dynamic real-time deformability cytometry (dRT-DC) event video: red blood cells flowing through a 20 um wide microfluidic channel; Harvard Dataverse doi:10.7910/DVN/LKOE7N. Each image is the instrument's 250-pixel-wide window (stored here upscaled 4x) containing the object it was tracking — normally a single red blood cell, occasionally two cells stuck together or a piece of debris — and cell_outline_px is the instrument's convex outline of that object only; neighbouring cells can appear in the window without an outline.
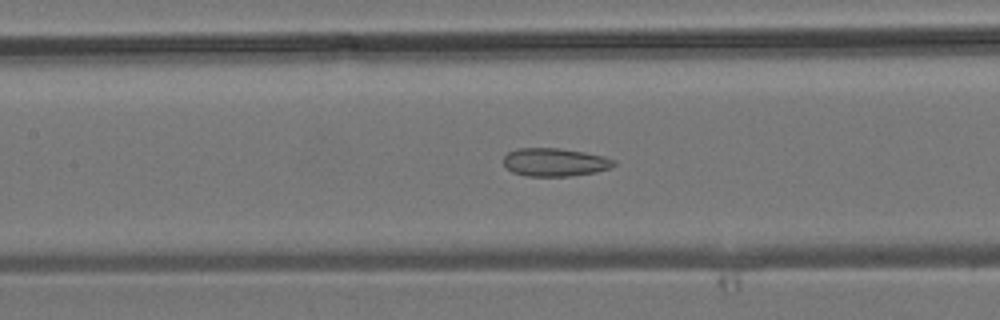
{"species": "common noctule bat (a hibernating species)", "species_latin": "Nyctalus noctula", "temperature_condition": "room temperature", "stored_images_in_passage": 44, "camera_frame_rate_fps": 3000, "um_per_image_px": 0.085, "animal": {"sex": "male", "body_mass_g": 19.2, "forearm_length_mm": 51.8}, "frame": {"image": 1, "passage_image": 20, "time_ms": 6.333, "image_size_px": [1000, 320], "cell_outline_px": [[616, 164], [612, 168], [596, 172], [568, 176], [528, 176], [512, 172], [504, 164], [504, 156], [508, 152], [516, 148], [556, 148], [584, 152], [604, 156], [616, 160]], "centroid_in_image_um": [47.19, 13.78], "position_along_channel_um": 160.2, "area_um2": 18.15}}
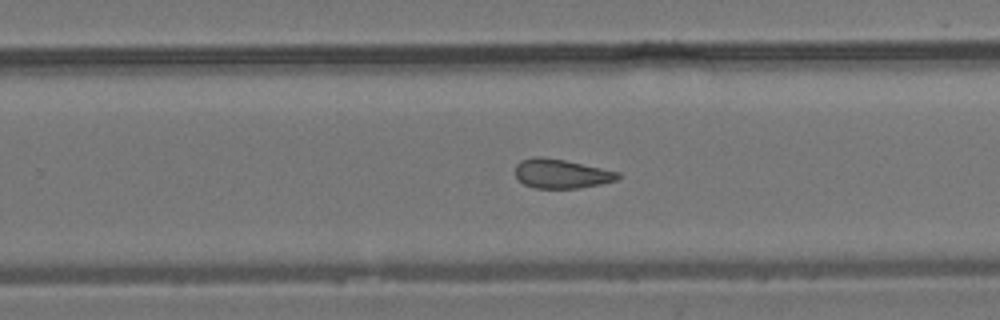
{"frame": {"image": 2, "passage_image": 28, "time_ms": 9.0, "image_size_px": [1000, 320], "cell_outline_px": [[620, 176], [616, 180], [600, 184], [580, 188], [536, 188], [524, 184], [516, 176], [516, 164], [520, 160], [536, 156], [540, 156], [564, 160], [620, 172]], "centroid_in_image_um": [47.7, 14.76], "position_along_channel_um": 282.1, "area_um2": 17.34}}
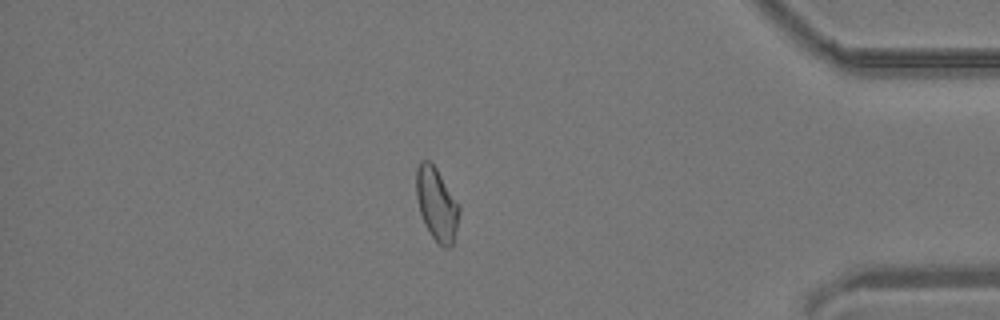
{"frame": {"image": 3, "passage_image": 38, "time_ms": 12.333, "image_size_px": [1000, 320], "cell_outline_px": [[460, 212], [452, 244], [448, 248], [444, 248], [432, 236], [420, 212], [416, 196], [416, 168], [420, 160], [428, 160], [436, 168], [460, 208]], "centroid_in_image_um": [37.1, 17.32], "position_along_channel_um": 398.1, "area_um2": 17.69}}